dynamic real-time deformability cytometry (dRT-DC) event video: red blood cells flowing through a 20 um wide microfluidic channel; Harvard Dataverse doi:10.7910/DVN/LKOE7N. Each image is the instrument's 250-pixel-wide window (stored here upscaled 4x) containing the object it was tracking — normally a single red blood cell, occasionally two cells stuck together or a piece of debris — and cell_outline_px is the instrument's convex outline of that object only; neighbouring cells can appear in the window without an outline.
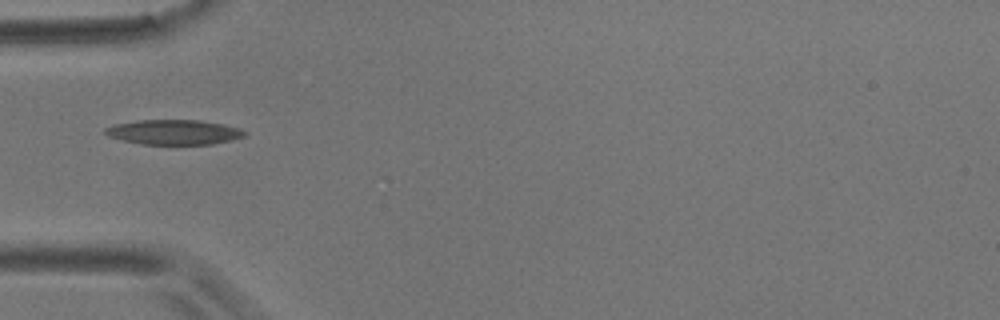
{"species": "common noctule bat (a hibernating species)", "species_latin": "Nyctalus noctula", "temperature_condition": "room temperature", "stored_images_in_passage": 6, "camera_frame_rate_fps": 3000, "um_per_image_px": 0.085, "animal": {"sex": "male", "body_mass_g": 17.9}, "frame": {"image": 1, "passage_image": 1, "time_ms": 0.0, "image_size_px": [1000, 320], "cell_outline_px": [[248, 132], [244, 136], [232, 140], [212, 144], [144, 144], [124, 140], [108, 136], [104, 132], [104, 128], [116, 124], [136, 120], [200, 120], [224, 124], [240, 128]], "centroid_in_image_um": [14.82, 11.22], "position_along_channel_um": 70.2, "area_um2": 20.17}}